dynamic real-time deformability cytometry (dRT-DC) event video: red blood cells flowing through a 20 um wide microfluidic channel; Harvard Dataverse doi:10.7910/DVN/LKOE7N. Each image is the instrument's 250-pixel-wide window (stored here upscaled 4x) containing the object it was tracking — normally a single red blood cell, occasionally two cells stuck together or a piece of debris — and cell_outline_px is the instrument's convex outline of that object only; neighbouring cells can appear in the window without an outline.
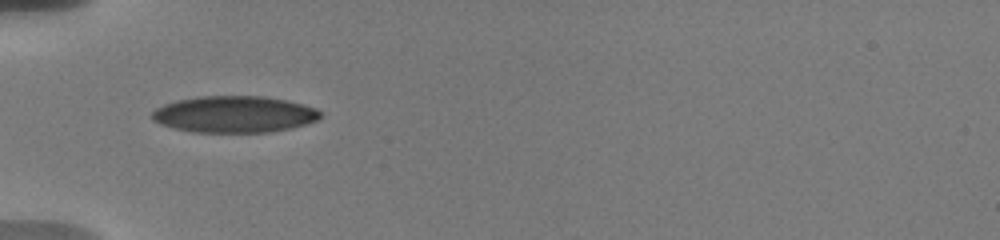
{"species": "human", "species_latin": "Homo sapiens", "temperature_condition": "warm", "stored_images_in_passage": 37, "camera_frame_rate_fps": 3000, "um_per_image_px": 0.085, "donor": {"sex": "male"}, "frame": {"image": 1, "passage_image": 1, "time_ms": 0.0, "image_size_px": [1000, 240], "cell_outline_px": [[320, 116], [316, 120], [308, 124], [292, 128], [268, 132], [192, 132], [172, 128], [160, 124], [152, 120], [152, 112], [156, 108], [164, 104], [176, 100], [196, 96], [264, 96], [288, 100], [304, 104], [316, 108], [320, 112]], "centroid_in_image_um": [19.9, 9.71], "position_along_channel_um": 65.1, "area_um2": 36.18}}
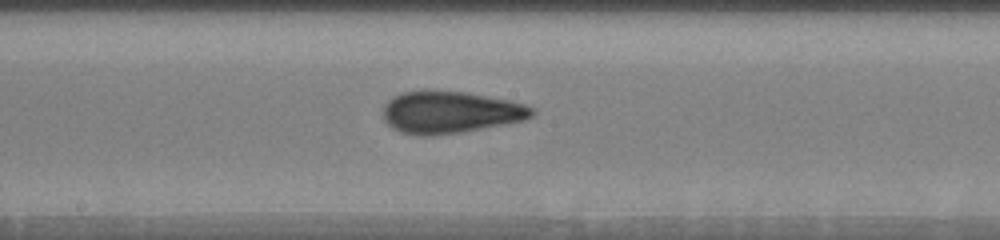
{"frame": {"image": 2, "passage_image": 13, "time_ms": 4.0, "image_size_px": [1000, 240], "cell_outline_px": [[536, 112], [532, 116], [524, 120], [504, 124], [460, 132], [424, 136], [420, 136], [400, 132], [392, 128], [384, 120], [384, 104], [392, 96], [400, 92], [424, 88], [468, 92], [512, 100], [536, 108]], "centroid_in_image_um": [38.26, 9.5], "position_along_channel_um": 209.9, "area_um2": 37.28}}
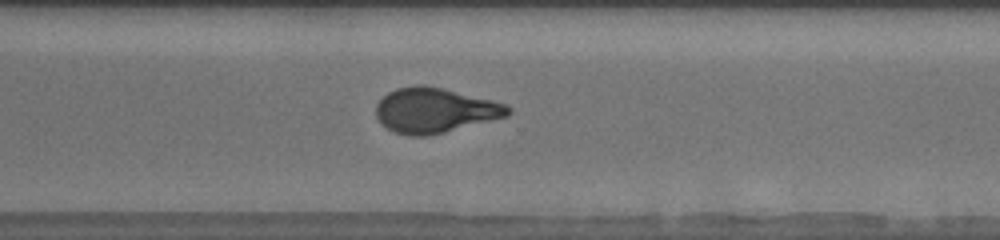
{"frame": {"image": 3, "passage_image": 23, "time_ms": 7.333, "image_size_px": [1000, 240], "cell_outline_px": [[512, 112], [508, 116], [428, 136], [408, 136], [396, 132], [388, 128], [376, 116], [376, 104], [388, 92], [396, 88], [416, 84], [424, 84], [492, 100], [504, 104], [512, 108]], "centroid_in_image_um": [36.96, 9.37], "position_along_channel_um": 333.6, "area_um2": 34.33}, "authors_computed_cell_mechanics": {"area_um2": 35.0268, "velocity_mm_per_s": 3.7364, "shape_relaxation_time_tau1_ms": 7.3045, "shape_relaxation_time_tau2_ms": 1.4664, "deformation_change_tau1": 0.2233, "deformation_change_tau2": 0.0663}}